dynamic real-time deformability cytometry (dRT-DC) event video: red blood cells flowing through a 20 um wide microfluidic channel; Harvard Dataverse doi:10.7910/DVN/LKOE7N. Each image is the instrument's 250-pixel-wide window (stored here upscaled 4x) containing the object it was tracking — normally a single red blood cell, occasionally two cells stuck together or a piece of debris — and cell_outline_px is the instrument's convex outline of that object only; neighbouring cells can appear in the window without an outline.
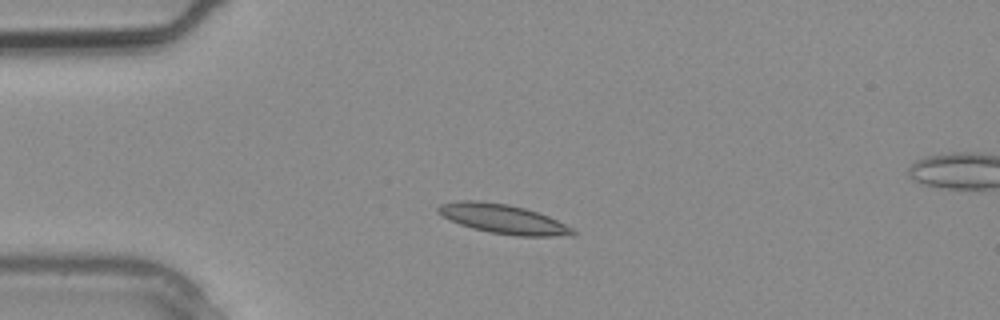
{"species": "common noctule bat (a hibernating species)", "species_latin": "Nyctalus noctula", "temperature_condition": "warm", "stored_images_in_passage": 3, "camera_frame_rate_fps": 3000, "um_per_image_px": 0.085, "animal": {"sex": "male", "body_mass_g": 20.4}, "frame": {"image": 1, "passage_image": 2, "time_ms": 0.333, "image_size_px": [1000, 320], "cell_outline_px": [[576, 236], [516, 236], [488, 232], [472, 228], [460, 224], [436, 212], [436, 208], [440, 204], [460, 200], [476, 200], [508, 204], [524, 208], [548, 216], [572, 228], [576, 232]], "centroid_in_image_um": [42.76, 18.61], "position_along_channel_um": 42.2, "area_um2": 22.95}}